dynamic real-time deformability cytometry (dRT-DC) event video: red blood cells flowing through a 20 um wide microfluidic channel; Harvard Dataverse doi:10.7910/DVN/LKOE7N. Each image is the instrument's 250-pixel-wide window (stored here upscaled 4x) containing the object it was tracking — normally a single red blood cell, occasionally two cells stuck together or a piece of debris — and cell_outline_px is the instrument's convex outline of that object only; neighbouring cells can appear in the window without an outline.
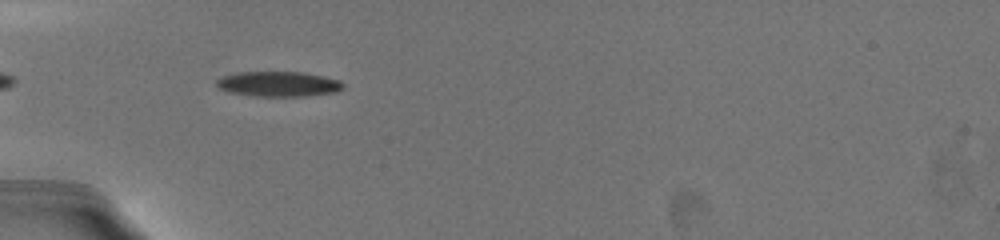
{"species": "common noctule bat (a hibernating species)", "species_latin": "Nyctalus noctula", "temperature_condition": "warm", "stored_images_in_passage": 2, "camera_frame_rate_fps": 3000, "um_per_image_px": 0.085, "animal": {"sex": "female", "body_mass_g": 19.5, "forearm_length_mm": 54.1}, "frame": {"image": 1, "passage_image": 1, "time_ms": 0.0, "image_size_px": [1000, 240], "cell_outline_px": [[344, 88], [336, 92], [304, 96], [252, 96], [228, 92], [216, 88], [216, 80], [224, 76], [236, 72], [304, 72], [324, 76], [340, 80], [344, 84]], "centroid_in_image_um": [23.66, 7.14], "position_along_channel_um": 61.3, "area_um2": 18.73}}